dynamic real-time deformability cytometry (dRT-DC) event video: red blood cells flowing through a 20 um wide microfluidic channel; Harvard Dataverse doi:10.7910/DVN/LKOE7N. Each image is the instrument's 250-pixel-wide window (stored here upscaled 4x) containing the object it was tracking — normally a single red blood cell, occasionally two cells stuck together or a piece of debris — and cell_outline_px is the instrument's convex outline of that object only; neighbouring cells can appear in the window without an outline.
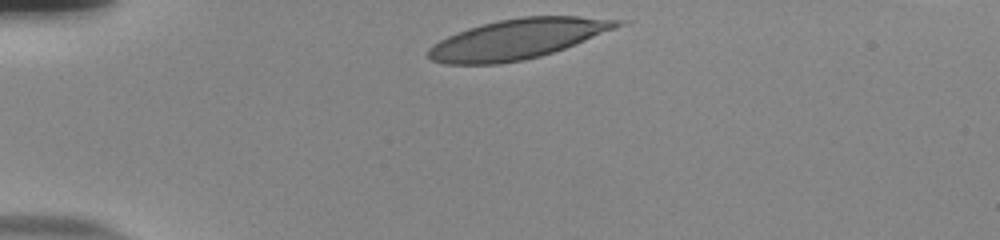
{"species": "human", "species_latin": "Homo sapiens", "temperature_condition": "room temperature", "stored_images_in_passage": 31, "camera_frame_rate_fps": 3000, "um_per_image_px": 0.085, "donor": {"sex": "male"}, "frame": {"image": 1, "passage_image": 1, "time_ms": 0.0, "image_size_px": [1000, 240], "cell_outline_px": [[620, 24], [612, 28], [584, 40], [564, 48], [540, 56], [524, 60], [500, 64], [444, 64], [432, 60], [428, 56], [428, 48], [440, 40], [448, 36], [468, 28], [500, 20], [524, 16], [580, 16], [620, 20]], "centroid_in_image_um": [43.9, 3.33], "position_along_channel_um": 41.1, "area_um2": 43.18}}
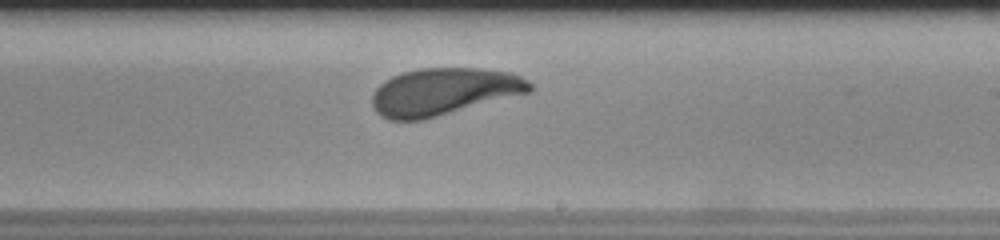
{"frame": {"image": 2, "passage_image": 21, "time_ms": 6.667, "image_size_px": [1000, 240], "cell_outline_px": [[532, 92], [424, 120], [388, 120], [380, 116], [372, 108], [372, 96], [376, 88], [384, 80], [392, 76], [404, 72], [420, 68], [480, 68], [512, 72], [528, 80], [532, 84]], "centroid_in_image_um": [37.72, 7.8], "position_along_channel_um": 251.3, "area_um2": 43.87}}
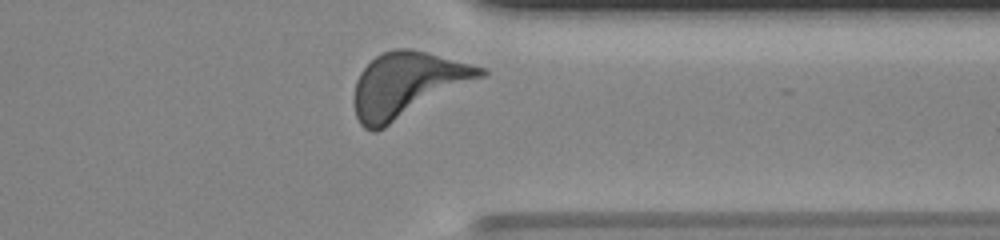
{"frame": {"image": 3, "passage_image": 31, "time_ms": 10.0, "image_size_px": [1000, 240], "cell_outline_px": [[488, 76], [376, 132], [372, 132], [364, 128], [360, 124], [356, 116], [352, 104], [352, 100], [356, 80], [360, 72], [376, 56], [384, 52], [396, 48], [408, 48], [424, 52], [484, 68], [488, 72]], "centroid_in_image_um": [34.61, 7.24], "position_along_channel_um": 376.8, "area_um2": 48.15}, "authors_computed_cell_mechanics": {"area_um2": 43.4656, "velocity_mm_per_s": 3.8051, "shape_relaxation_time_tau1_ms": 2.2434, "shape_relaxation_time_tau2_ms": 1.6297, "deformation_change_tau1": 0.1461, "deformation_change_tau2": 0.0946}}